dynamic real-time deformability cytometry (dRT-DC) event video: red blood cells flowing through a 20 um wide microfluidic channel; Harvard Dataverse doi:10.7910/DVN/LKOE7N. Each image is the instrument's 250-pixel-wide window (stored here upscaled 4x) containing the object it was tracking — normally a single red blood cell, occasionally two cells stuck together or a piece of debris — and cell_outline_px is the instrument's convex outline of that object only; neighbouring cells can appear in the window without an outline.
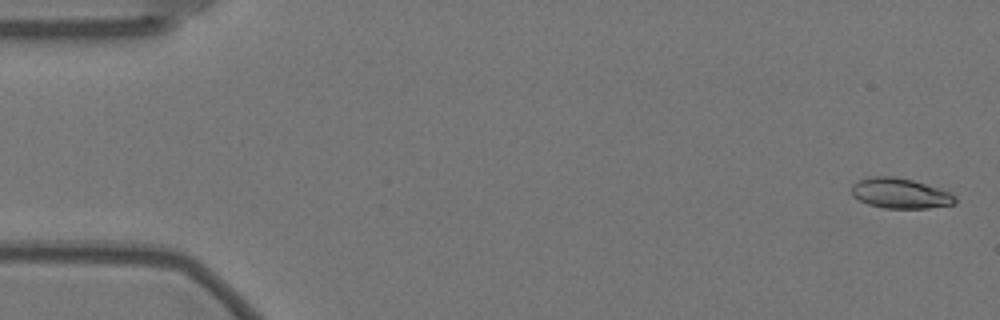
{"species": "Egyptian fruit bat (a non-hibernating species)", "species_latin": "Rousettus aegyptiacus", "temperature_condition": "warm", "stored_images_in_passage": 24, "camera_frame_rate_fps": 3000, "um_per_image_px": 0.085, "animal": {"sex": "female"}, "frame": {"image": 1, "passage_image": 2, "time_ms": 0.333, "image_size_px": [1000, 320], "cell_outline_px": [[956, 204], [928, 208], [884, 208], [868, 204], [852, 196], [852, 184], [860, 180], [872, 176], [892, 176], [912, 180], [948, 192], [956, 196]], "centroid_in_image_um": [76.5, 16.44], "position_along_channel_um": 8.5, "area_um2": 18.03}}
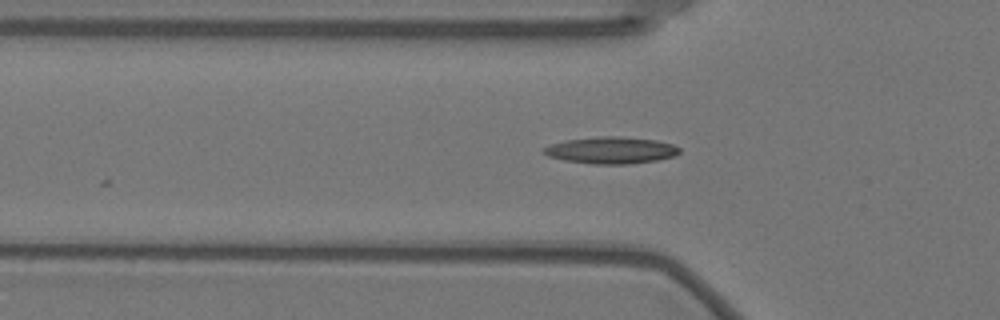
{"frame": {"image": 2, "passage_image": 19, "time_ms": 6.0, "image_size_px": [1000, 320], "cell_outline_px": [[680, 152], [676, 156], [656, 160], [628, 164], [592, 164], [564, 160], [548, 156], [544, 152], [544, 148], [552, 144], [568, 140], [600, 136], [616, 136], [656, 140], [672, 144], [680, 148]], "centroid_in_image_um": [51.98, 12.78], "position_along_channel_um": 73.8, "area_um2": 20.98}}
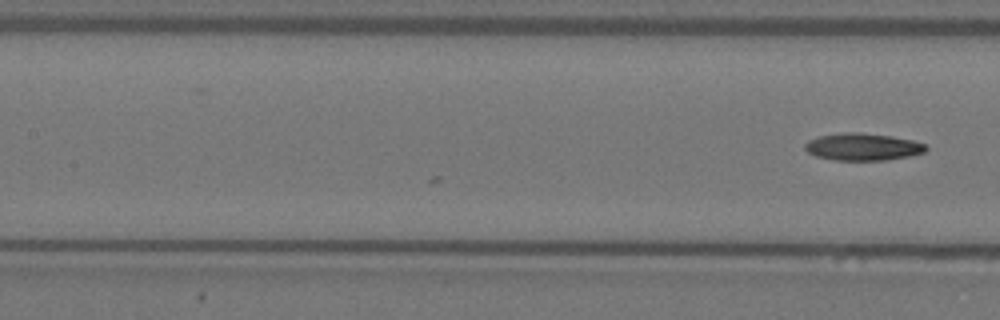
{"frame": {"image": 3, "passage_image": 24, "time_ms": 7.667, "image_size_px": [1000, 320], "cell_outline_px": [[928, 148], [924, 152], [908, 156], [888, 160], [836, 160], [816, 156], [808, 152], [804, 148], [804, 144], [808, 140], [820, 136], [848, 132], [856, 132], [888, 136], [912, 140], [924, 144]], "centroid_in_image_um": [73.31, 12.49], "position_along_channel_um": 134.1, "area_um2": 18.9}}